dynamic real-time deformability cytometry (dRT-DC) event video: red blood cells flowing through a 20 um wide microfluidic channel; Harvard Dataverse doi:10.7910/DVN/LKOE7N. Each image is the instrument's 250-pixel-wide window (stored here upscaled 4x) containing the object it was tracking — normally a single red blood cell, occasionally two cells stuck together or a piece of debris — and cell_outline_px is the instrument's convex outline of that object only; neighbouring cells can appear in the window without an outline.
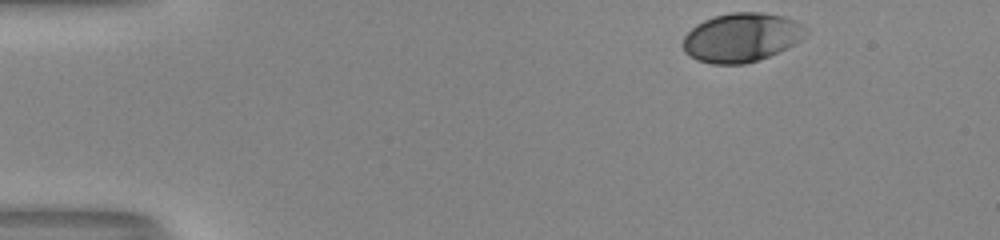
{"species": "human", "species_latin": "Homo sapiens", "temperature_condition": "room temperature", "stored_images_in_passage": 38, "camera_frame_rate_fps": 3000, "um_per_image_px": 0.085, "donor": {"sex": "male"}, "frame": {"image": 1, "passage_image": 1, "time_ms": 0.0, "image_size_px": [1000, 240], "cell_outline_px": [[808, 32], [800, 40], [768, 56], [744, 64], [712, 64], [696, 60], [684, 52], [684, 36], [696, 24], [704, 20], [716, 16], [732, 12], [760, 12], [784, 16], [808, 28]], "centroid_in_image_um": [63.0, 3.18], "position_along_channel_um": 22.0, "area_um2": 34.68}}
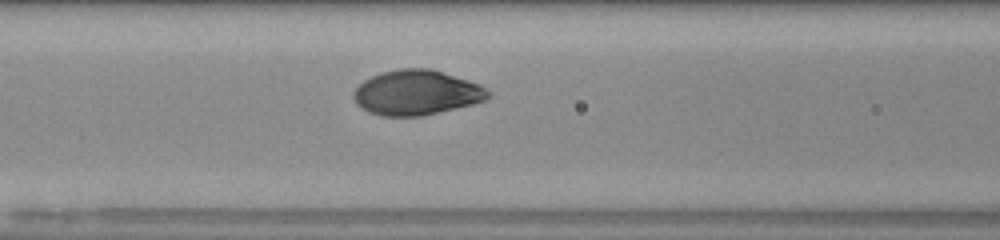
{"frame": {"image": 2, "passage_image": 17, "time_ms": 5.333, "image_size_px": [1000, 240], "cell_outline_px": [[492, 96], [484, 100], [472, 104], [420, 116], [380, 116], [368, 112], [352, 96], [352, 92], [364, 80], [380, 72], [396, 68], [428, 68], [468, 80], [480, 84]], "centroid_in_image_um": [35.38, 7.86], "position_along_channel_um": 131.2, "area_um2": 34.91}}
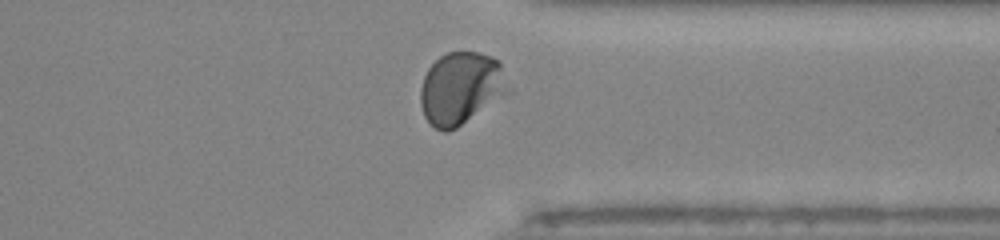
{"frame": {"image": 3, "passage_image": 35, "time_ms": 11.333, "image_size_px": [1000, 240], "cell_outline_px": [[512, 92], [456, 128], [448, 132], [444, 132], [432, 128], [424, 116], [420, 104], [420, 88], [424, 76], [428, 68], [440, 56], [448, 52], [476, 52], [492, 56], [500, 60]], "centroid_in_image_um": [39.21, 7.51], "position_along_channel_um": 372.2, "area_um2": 37.69}, "authors_computed_cell_mechanics": {"area_um2": 35.0268, "velocity_mm_per_s": 4.0366, "shape_relaxation_time_tau1_ms": 2.4139, "shape_relaxation_time_tau2_ms": null, "deformation_change_tau1": 0.1577, "deformation_change_tau2": null}}